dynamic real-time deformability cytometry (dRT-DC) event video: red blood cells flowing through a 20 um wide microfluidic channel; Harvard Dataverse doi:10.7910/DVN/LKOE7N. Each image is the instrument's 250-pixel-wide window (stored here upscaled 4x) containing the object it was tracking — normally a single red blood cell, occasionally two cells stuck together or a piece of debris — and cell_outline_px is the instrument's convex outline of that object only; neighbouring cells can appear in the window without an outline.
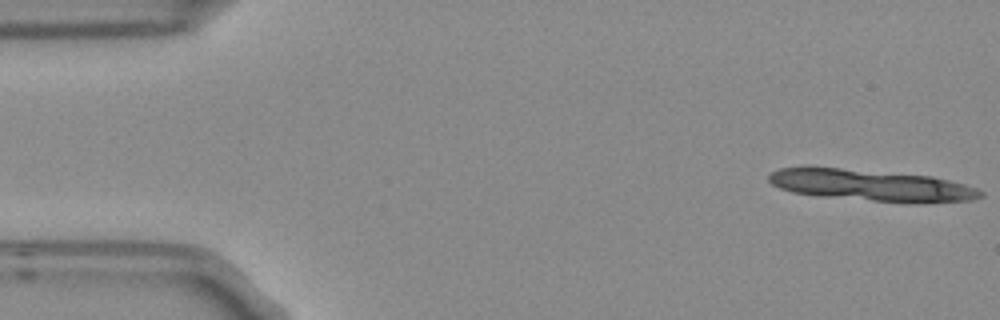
{"species": "Egyptian fruit bat (a non-hibernating species)", "species_latin": "Rousettus aegyptiacus", "temperature_condition": "room temperature", "stored_images_in_passage": 5, "camera_frame_rate_fps": 3000, "um_per_image_px": 0.085, "frame": {"image": 1, "passage_image": 1, "time_ms": 0.0, "image_size_px": [1000, 320], "cell_outline_px": [[984, 196], [972, 200], [872, 200], [816, 196], [792, 192], [780, 188], [772, 184], [768, 180], [768, 176], [772, 172], [780, 168], [804, 164], [808, 164], [932, 176], [964, 184], [976, 188], [984, 192]], "centroid_in_image_um": [73.83, 15.67], "position_along_channel_um": 11.2, "area_um2": 38.49}}
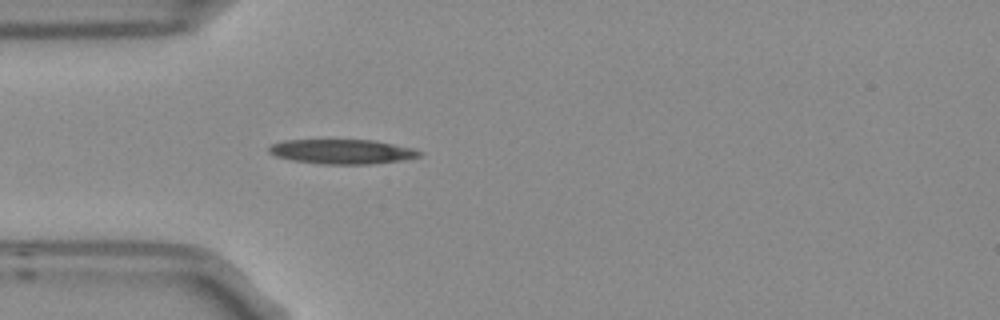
{"frame": {"image": 2, "passage_image": 5, "time_ms": 1.333, "image_size_px": [1000, 320], "cell_outline_px": [[424, 156], [404, 160], [368, 164], [320, 164], [292, 160], [276, 156], [268, 152], [268, 148], [272, 144], [284, 140], [372, 140], [412, 148], [424, 152]], "centroid_in_image_um": [29.11, 12.89], "position_along_channel_um": 55.9, "area_um2": 21.62}}